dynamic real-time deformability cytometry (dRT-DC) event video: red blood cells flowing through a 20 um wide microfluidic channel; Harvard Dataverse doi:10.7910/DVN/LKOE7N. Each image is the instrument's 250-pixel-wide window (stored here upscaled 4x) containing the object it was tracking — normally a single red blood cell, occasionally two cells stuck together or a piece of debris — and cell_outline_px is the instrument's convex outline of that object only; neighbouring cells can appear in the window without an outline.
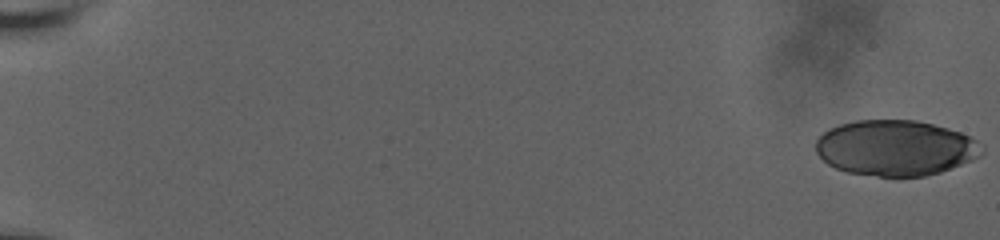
{"species": "human", "species_latin": "Homo sapiens", "temperature_condition": "room temperature", "stored_images_in_passage": 24, "camera_frame_rate_fps": 3000, "um_per_image_px": 0.085, "donor": {"sex": "male"}, "frame": {"image": 1, "passage_image": 1, "time_ms": 0.0, "image_size_px": [1000, 240], "cell_outline_px": [[984, 152], [980, 156], [972, 160], [940, 172], [924, 176], [880, 176], [848, 172], [836, 168], [828, 164], [816, 152], [816, 140], [828, 128], [840, 124], [856, 120], [916, 120], [948, 128], [960, 132], [976, 140], [984, 148]], "centroid_in_image_um": [76.12, 12.56], "position_along_channel_um": 8.9, "area_um2": 53.64}}
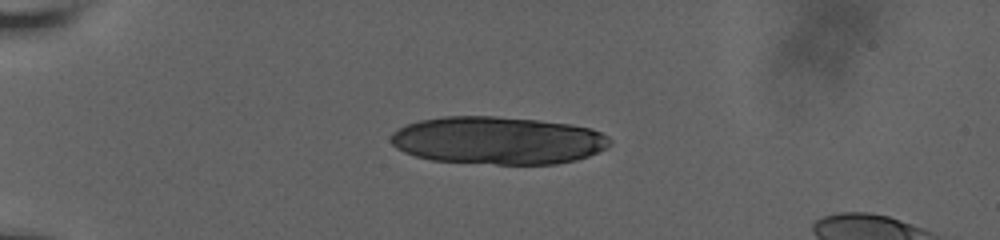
{"frame": {"image": 2, "passage_image": 17, "time_ms": 5.333, "image_size_px": [1000, 240], "cell_outline_px": [[612, 140], [608, 148], [588, 156], [576, 160], [556, 164], [496, 164], [432, 160], [416, 156], [404, 152], [396, 148], [392, 144], [392, 132], [408, 124], [420, 120], [444, 116], [496, 116], [540, 120], [572, 124], [592, 128], [608, 136]], "centroid_in_image_um": [42.37, 11.93], "position_along_channel_um": 42.6, "area_um2": 61.15}}